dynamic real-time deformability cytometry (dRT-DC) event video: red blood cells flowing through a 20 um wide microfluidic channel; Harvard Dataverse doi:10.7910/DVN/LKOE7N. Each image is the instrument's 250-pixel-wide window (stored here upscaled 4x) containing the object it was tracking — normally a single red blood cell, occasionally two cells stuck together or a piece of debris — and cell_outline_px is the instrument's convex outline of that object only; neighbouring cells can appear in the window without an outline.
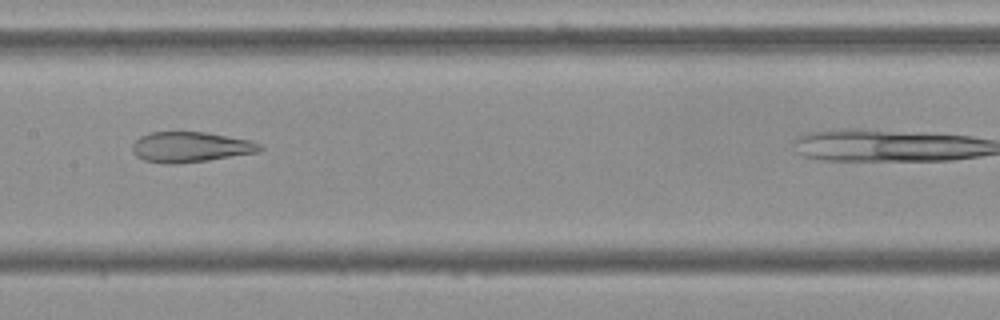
{"species": "Egyptian fruit bat (a non-hibernating species)", "species_latin": "Rousettus aegyptiacus", "temperature_condition": "cold", "stored_images_in_passage": 28, "camera_frame_rate_fps": 3000, "um_per_image_px": 0.085, "frame": {"image": 1, "passage_image": 11, "time_ms": 3.333, "image_size_px": [1000, 320], "cell_outline_px": [[264, 148], [260, 152], [208, 160], [176, 164], [164, 164], [144, 160], [136, 156], [132, 152], [132, 144], [140, 136], [148, 132], [204, 132], [252, 140], [260, 144]], "centroid_in_image_um": [16.19, 12.5], "position_along_channel_um": 191.2, "area_um2": 22.77}}
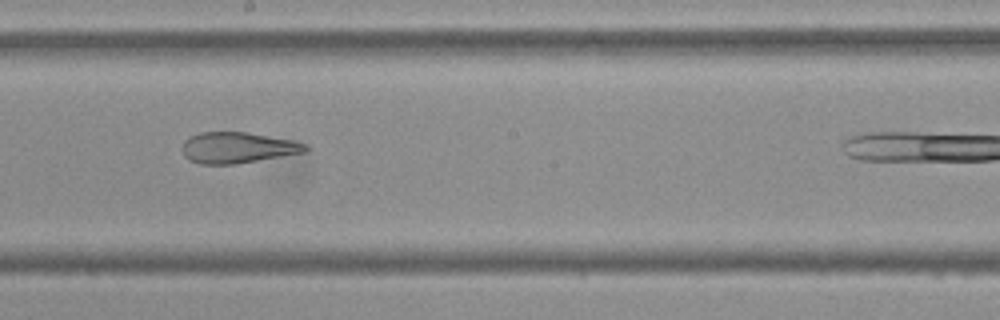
{"frame": {"image": 2, "passage_image": 14, "time_ms": 4.333, "image_size_px": [1000, 320], "cell_outline_px": [[308, 148], [304, 152], [236, 164], [200, 164], [188, 160], [184, 156], [180, 148], [184, 140], [200, 132], [244, 132], [292, 140], [308, 144]], "centroid_in_image_um": [20.14, 12.56], "position_along_channel_um": 228.1, "area_um2": 22.2}}
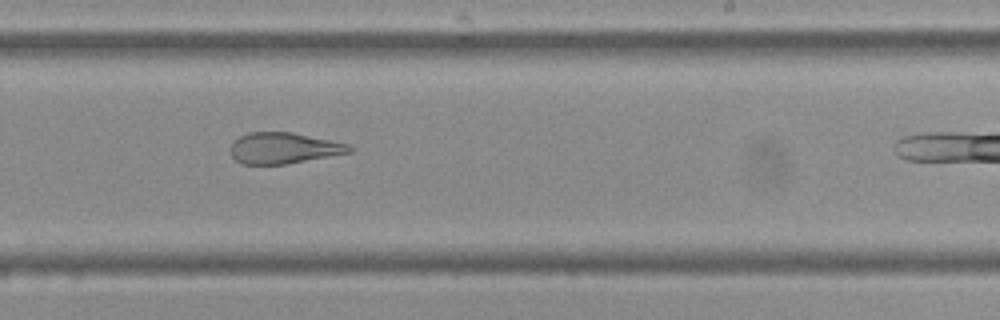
{"frame": {"image": 3, "passage_image": 17, "time_ms": 5.333, "image_size_px": [1000, 320], "cell_outline_px": [[356, 148], [352, 152], [284, 164], [244, 164], [236, 160], [228, 152], [228, 148], [232, 140], [248, 132], [292, 132], [348, 144]], "centroid_in_image_um": [24.06, 12.58], "position_along_channel_um": 264.9, "area_um2": 21.62}}